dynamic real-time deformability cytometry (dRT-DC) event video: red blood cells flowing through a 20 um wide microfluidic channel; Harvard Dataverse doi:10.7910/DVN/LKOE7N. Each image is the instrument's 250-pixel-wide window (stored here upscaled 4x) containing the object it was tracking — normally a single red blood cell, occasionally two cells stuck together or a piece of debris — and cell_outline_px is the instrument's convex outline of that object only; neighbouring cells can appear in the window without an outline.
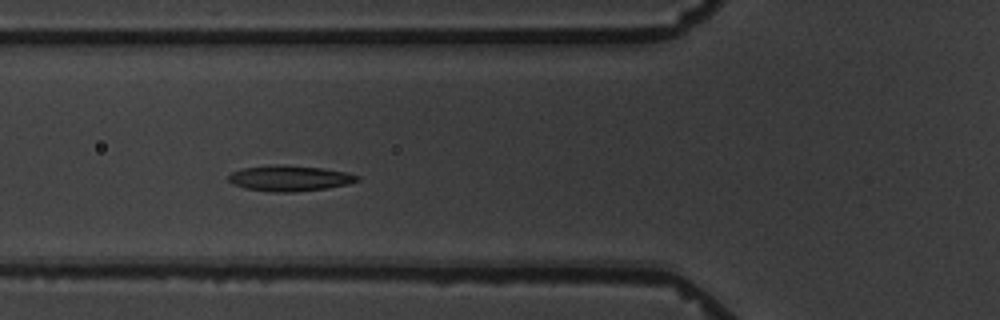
{"species": "common noctule bat (a hibernating species)", "species_latin": "Nyctalus noctula", "temperature_condition": "warm", "stored_images_in_passage": 6, "camera_frame_rate_fps": 3000, "um_per_image_px": 0.085, "animal": {"sex": "male", "body_mass_g": 19.5, "forearm_length_mm": 54.6}, "frame": {"image": 1, "passage_image": 4, "time_ms": 4.333, "image_size_px": [1000, 320], "cell_outline_px": [[360, 180], [348, 184], [324, 188], [292, 192], [272, 192], [244, 188], [232, 184], [228, 180], [228, 176], [232, 172], [244, 168], [276, 164], [320, 168], [348, 172], [360, 176]], "centroid_in_image_um": [24.61, 15.15], "position_along_channel_um": 101.2, "area_um2": 19.13}}
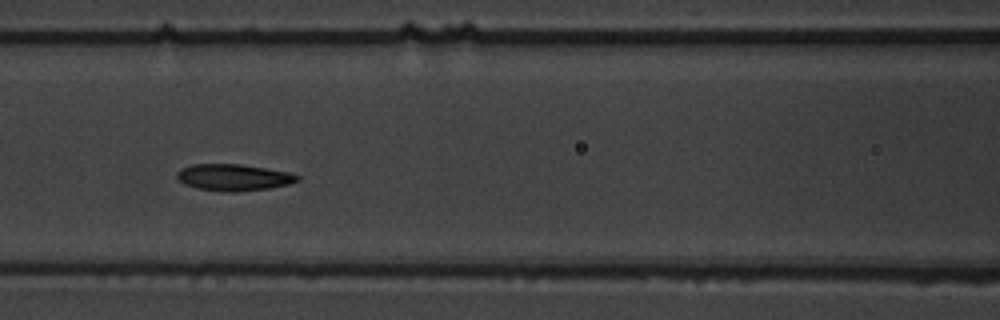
{"frame": {"image": 2, "passage_image": 5, "time_ms": 5.667, "image_size_px": [1000, 320], "cell_outline_px": [[300, 180], [288, 184], [268, 188], [236, 192], [224, 192], [196, 188], [184, 184], [176, 176], [176, 172], [180, 168], [192, 164], [240, 164], [288, 172], [300, 176]], "centroid_in_image_um": [19.82, 15.08], "position_along_channel_um": 146.8, "area_um2": 18.67}}
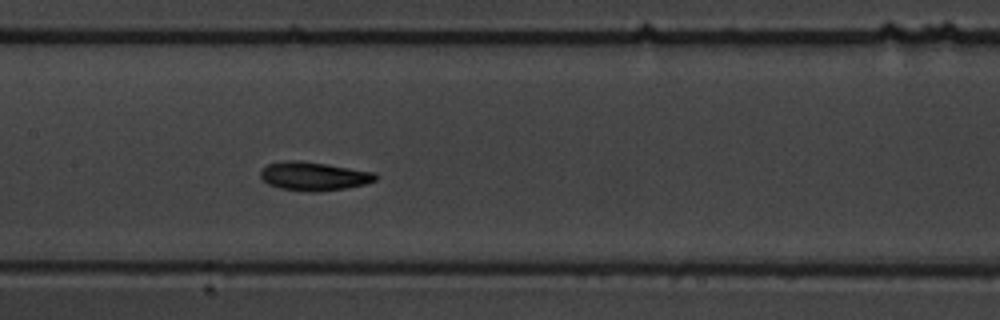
{"frame": {"image": 3, "passage_image": 6, "time_ms": 6.667, "image_size_px": [1000, 320], "cell_outline_px": [[380, 176], [376, 180], [364, 184], [344, 188], [320, 192], [308, 192], [280, 188], [268, 184], [260, 176], [260, 172], [268, 164], [284, 160], [300, 160], [328, 164], [372, 172]], "centroid_in_image_um": [26.66, 14.97], "position_along_channel_um": 180.7, "area_um2": 19.19}}